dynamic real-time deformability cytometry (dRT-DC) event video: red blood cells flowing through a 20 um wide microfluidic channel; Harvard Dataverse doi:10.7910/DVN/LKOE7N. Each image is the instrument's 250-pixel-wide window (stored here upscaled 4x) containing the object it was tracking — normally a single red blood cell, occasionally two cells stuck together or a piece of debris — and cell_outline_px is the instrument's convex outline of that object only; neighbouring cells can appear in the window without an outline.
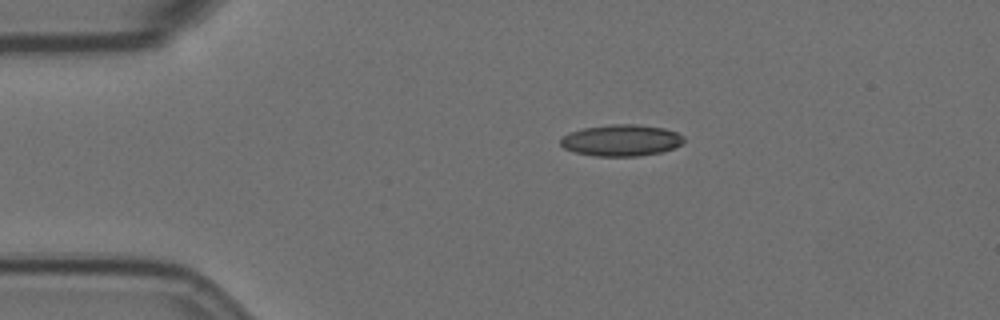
{"species": "Egyptian fruit bat (a non-hibernating species)", "species_latin": "Rousettus aegyptiacus", "temperature_condition": "room temperature", "stored_images_in_passage": 47, "camera_frame_rate_fps": 3000, "um_per_image_px": 0.085, "animal": {"sex": "female"}, "frame": {"image": 1, "passage_image": 1, "time_ms": 0.0, "image_size_px": [1000, 320], "cell_outline_px": [[684, 140], [676, 148], [664, 152], [640, 156], [596, 156], [576, 152], [564, 148], [560, 144], [560, 140], [568, 132], [584, 128], [612, 124], [636, 124], [664, 128], [676, 132], [684, 136]], "centroid_in_image_um": [52.84, 11.93], "position_along_channel_um": 32.2, "area_um2": 22.72}}
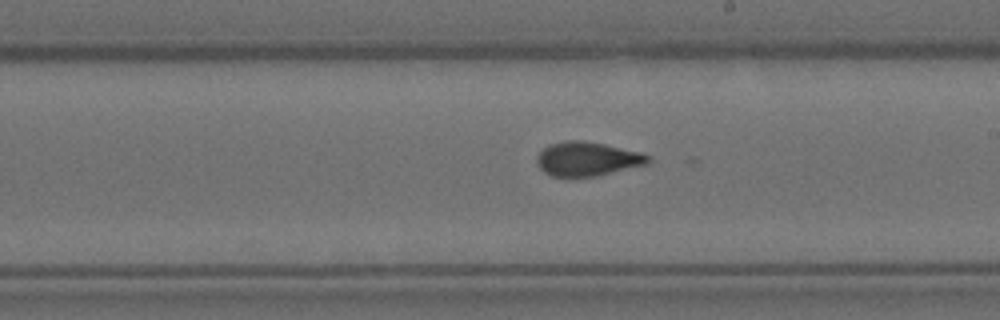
{"frame": {"image": 2, "passage_image": 22, "time_ms": 7.0, "image_size_px": [1000, 320], "cell_outline_px": [[652, 160], [648, 164], [600, 176], [552, 176], [544, 172], [540, 168], [536, 160], [536, 156], [548, 144], [564, 140], [580, 140], [604, 144], [640, 152], [652, 156]], "centroid_in_image_um": [49.95, 13.51], "position_along_channel_um": 239.0, "area_um2": 22.31}}
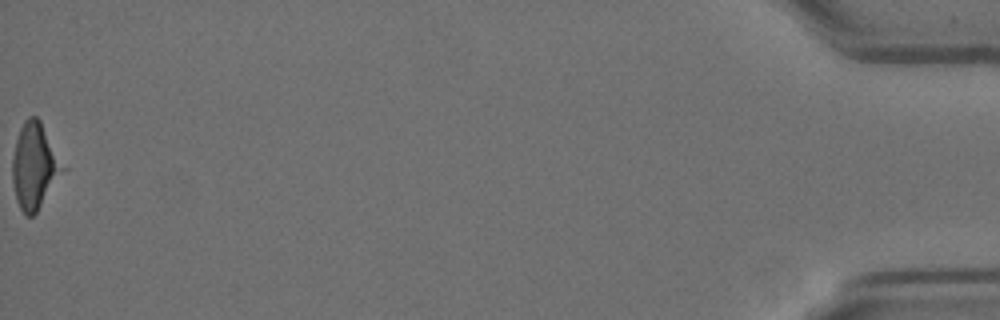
{"frame": {"image": 3, "passage_image": 47, "time_ms": 15.333, "image_size_px": [1000, 320], "cell_outline_px": [[68, 168], [36, 212], [32, 216], [24, 216], [16, 200], [12, 180], [12, 160], [16, 140], [20, 128], [24, 120], [28, 116], [36, 116], [40, 120]], "centroid_in_image_um": [2.97, 14.11], "position_along_channel_um": 432.2, "area_um2": 25.66}}